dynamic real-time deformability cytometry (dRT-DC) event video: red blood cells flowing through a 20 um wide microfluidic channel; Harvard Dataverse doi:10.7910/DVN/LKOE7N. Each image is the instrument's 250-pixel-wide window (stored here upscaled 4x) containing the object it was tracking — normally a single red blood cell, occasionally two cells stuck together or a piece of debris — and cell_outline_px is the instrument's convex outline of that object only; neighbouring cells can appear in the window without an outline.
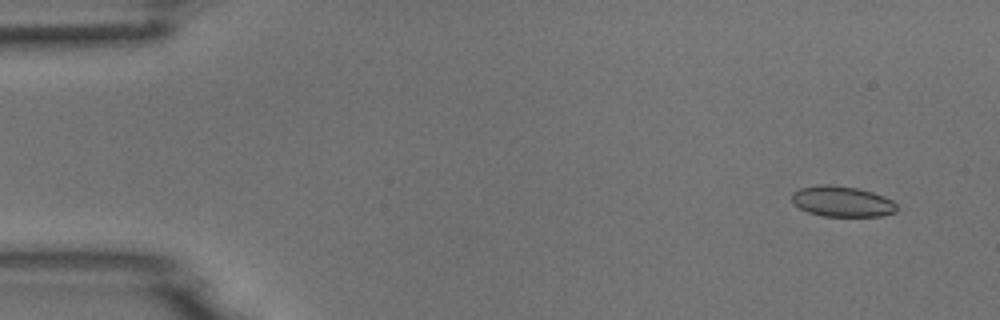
{"species": "common noctule bat (a hibernating species)", "species_latin": "Nyctalus noctula", "temperature_condition": "room temperature", "stored_images_in_passage": 8, "camera_frame_rate_fps": 3000, "um_per_image_px": 0.085, "animal": {"sex": "male", "body_mass_g": 18.8}, "frame": {"image": 1, "passage_image": 2, "time_ms": 1.0, "image_size_px": [1000, 320], "cell_outline_px": [[896, 212], [880, 216], [824, 216], [808, 212], [800, 208], [792, 200], [792, 192], [800, 188], [824, 184], [828, 184], [856, 188], [872, 192], [884, 196], [892, 200], [896, 204]], "centroid_in_image_um": [71.58, 17.12], "position_along_channel_um": 13.4, "area_um2": 18.55}}
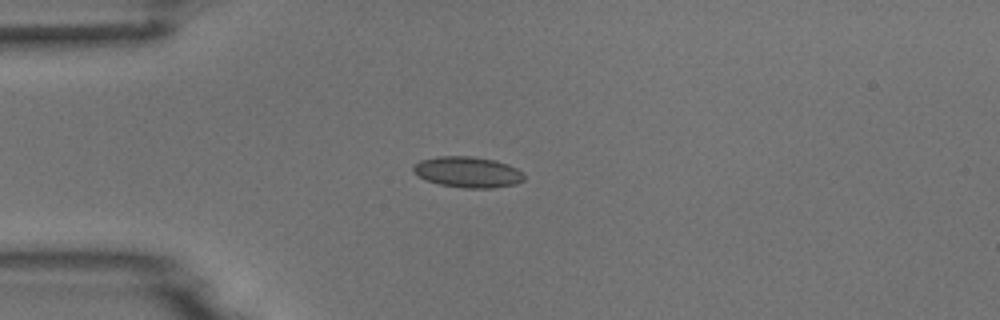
{"frame": {"image": 2, "passage_image": 4, "time_ms": 4.333, "image_size_px": [1000, 320], "cell_outline_px": [[524, 180], [516, 184], [492, 188], [464, 188], [440, 184], [428, 180], [412, 172], [412, 168], [420, 160], [436, 156], [472, 156], [496, 160], [508, 164], [524, 172]], "centroid_in_image_um": [39.79, 14.62], "position_along_channel_um": 45.2, "area_um2": 20.0}}